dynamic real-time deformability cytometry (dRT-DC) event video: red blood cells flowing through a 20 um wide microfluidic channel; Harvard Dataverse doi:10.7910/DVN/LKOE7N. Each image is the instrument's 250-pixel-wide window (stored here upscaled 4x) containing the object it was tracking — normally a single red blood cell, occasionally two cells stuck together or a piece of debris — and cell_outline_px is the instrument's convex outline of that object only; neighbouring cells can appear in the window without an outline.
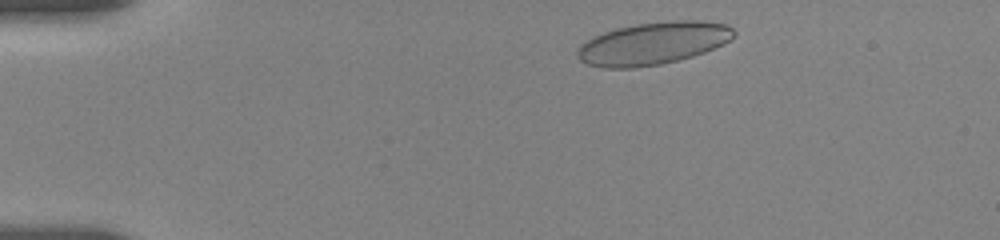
{"species": "human", "species_latin": "Homo sapiens", "temperature_condition": "room temperature", "stored_images_in_passage": 48, "camera_frame_rate_fps": 3000, "um_per_image_px": 0.085, "donor": {"sex": "female"}, "frame": {"image": 1, "passage_image": 3, "time_ms": 0.667, "image_size_px": [1000, 240], "cell_outline_px": [[736, 32], [724, 44], [704, 52], [692, 56], [660, 64], [636, 68], [604, 68], [588, 64], [580, 60], [576, 56], [576, 48], [580, 44], [604, 32], [616, 28], [636, 24], [672, 20], [704, 20], [728, 24]], "centroid_in_image_um": [55.5, 3.68], "position_along_channel_um": 29.5, "area_um2": 38.78}}
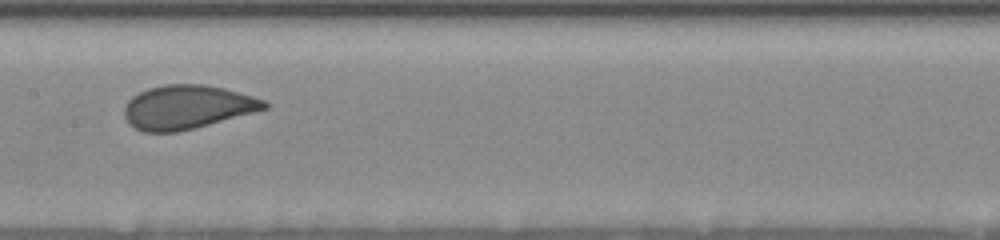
{"frame": {"image": 2, "passage_image": 22, "time_ms": 7.0, "image_size_px": [1000, 240], "cell_outline_px": [[268, 108], [208, 124], [176, 132], [144, 132], [128, 124], [124, 116], [124, 108], [128, 100], [132, 96], [148, 88], [164, 84], [204, 84], [224, 88], [252, 96], [264, 100], [268, 104]], "centroid_in_image_um": [15.86, 9.09], "position_along_channel_um": 191.5, "area_um2": 35.49}}
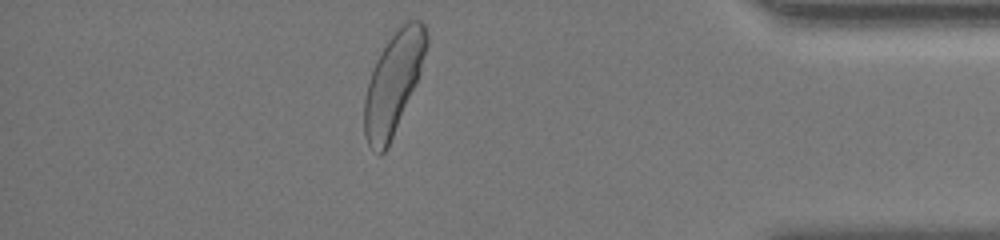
{"frame": {"image": 3, "passage_image": 37, "time_ms": 13.667, "image_size_px": [1000, 240], "cell_outline_px": [[428, 44], [420, 72], [416, 84], [388, 148], [380, 156], [368, 144], [364, 132], [364, 100], [368, 84], [372, 72], [388, 40], [400, 24], [408, 20], [420, 20], [424, 24], [428, 36]], "centroid_in_image_um": [33.45, 7.07], "position_along_channel_um": 401.7, "area_um2": 36.18}, "authors_computed_cell_mechanics": {"area_um2": 37.9168, "velocity_mm_per_s": 3.6267, "shape_relaxation_time_tau1_ms": 4.482, "shape_relaxation_time_tau2_ms": null, "deformation_change_tau1": 0.1299, "deformation_change_tau2": null}}